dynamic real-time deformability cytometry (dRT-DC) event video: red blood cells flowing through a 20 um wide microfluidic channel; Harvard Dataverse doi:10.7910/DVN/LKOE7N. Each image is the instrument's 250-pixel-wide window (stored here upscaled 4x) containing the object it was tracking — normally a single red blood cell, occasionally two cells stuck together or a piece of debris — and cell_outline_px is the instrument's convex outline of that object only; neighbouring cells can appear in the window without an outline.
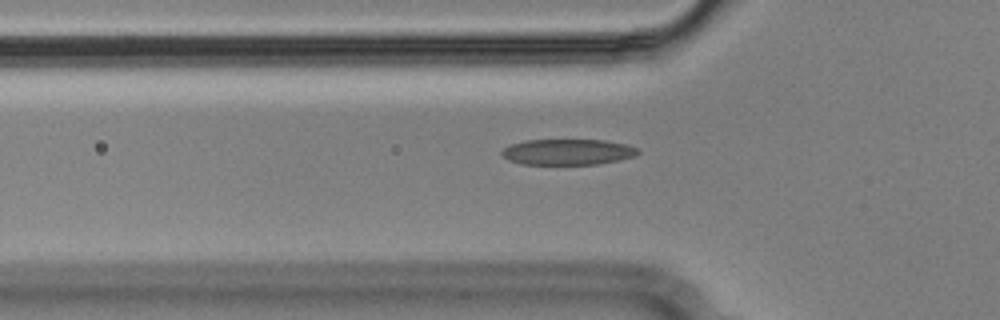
{"species": "Egyptian fruit bat (a non-hibernating species)", "species_latin": "Rousettus aegyptiacus", "temperature_condition": "cold", "stored_images_in_passage": 42, "camera_frame_rate_fps": 3000, "um_per_image_px": 0.085, "animal": {"sex": "male"}, "frame": {"image": 1, "passage_image": 5, "time_ms": 1.333, "image_size_px": [1000, 320], "cell_outline_px": [[640, 152], [636, 156], [620, 160], [596, 164], [520, 164], [508, 160], [500, 152], [504, 148], [512, 144], [524, 140], [604, 140], [628, 144], [640, 148]], "centroid_in_image_um": [48.31, 12.91], "position_along_channel_um": 77.5, "area_um2": 20.63}}
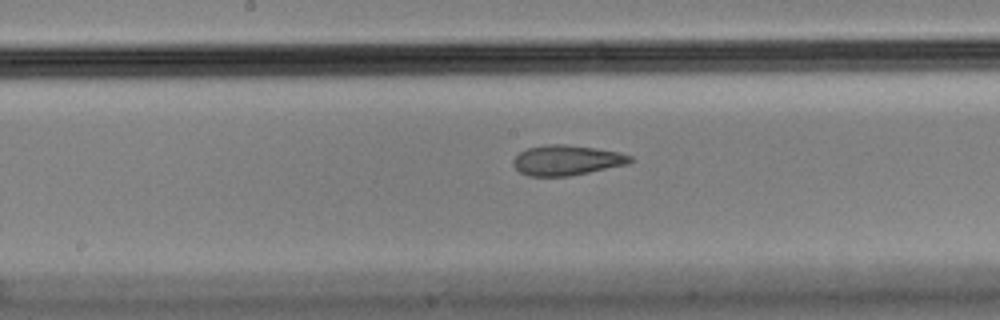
{"frame": {"image": 2, "passage_image": 15, "time_ms": 4.667, "image_size_px": [1000, 320], "cell_outline_px": [[632, 160], [628, 164], [568, 176], [528, 176], [520, 172], [512, 164], [512, 160], [520, 152], [528, 148], [544, 144], [564, 144], [620, 152], [632, 156]], "centroid_in_image_um": [48.14, 13.62], "position_along_channel_um": 200.1, "area_um2": 20.4}}
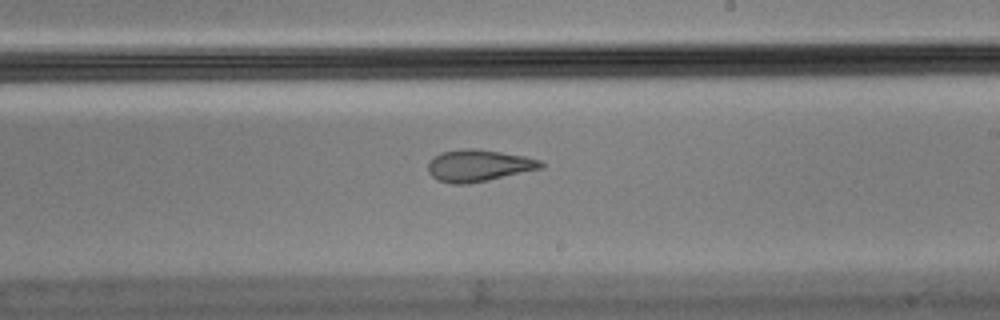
{"frame": {"image": 3, "passage_image": 19, "time_ms": 6.0, "image_size_px": [1000, 320], "cell_outline_px": [[544, 168], [488, 180], [468, 184], [452, 184], [436, 180], [428, 172], [428, 160], [440, 152], [464, 148], [476, 148], [524, 156], [540, 160], [544, 164]], "centroid_in_image_um": [40.65, 14.07], "position_along_channel_um": 248.3, "area_um2": 21.15}, "authors_computed_cell_mechanics": {"area_um2": 21.2993, "velocity_mm_per_s": 3.6416, "shape_relaxation_time_tau1_ms": null, "shape_relaxation_time_tau2_ms": 2.7298, "deformation_change_tau1": null, "deformation_change_tau2": 0.1116}}